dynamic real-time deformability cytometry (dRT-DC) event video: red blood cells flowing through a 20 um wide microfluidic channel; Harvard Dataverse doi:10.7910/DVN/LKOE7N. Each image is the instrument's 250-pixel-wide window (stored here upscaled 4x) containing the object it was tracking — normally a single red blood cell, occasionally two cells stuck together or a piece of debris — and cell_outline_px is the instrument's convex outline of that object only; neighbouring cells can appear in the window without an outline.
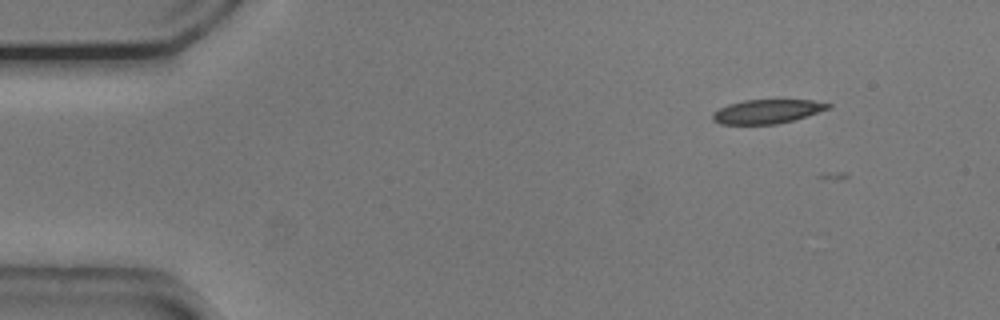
{"species": "common noctule bat (a hibernating species)", "species_latin": "Nyctalus noctula", "temperature_condition": "cold", "stored_images_in_passage": 9, "camera_frame_rate_fps": 3000, "um_per_image_px": 0.085, "animal": {"sex": "male", "body_mass_g": 20.5, "forearm_length_mm": 52.5}, "frame": {"image": 1, "passage_image": 2, "time_ms": 0.333, "image_size_px": [1000, 320], "cell_outline_px": [[832, 108], [792, 120], [776, 124], [720, 124], [712, 120], [712, 112], [728, 104], [744, 100], [812, 100], [832, 104]], "centroid_in_image_um": [65.19, 9.47], "position_along_channel_um": 19.8, "area_um2": 16.13}}